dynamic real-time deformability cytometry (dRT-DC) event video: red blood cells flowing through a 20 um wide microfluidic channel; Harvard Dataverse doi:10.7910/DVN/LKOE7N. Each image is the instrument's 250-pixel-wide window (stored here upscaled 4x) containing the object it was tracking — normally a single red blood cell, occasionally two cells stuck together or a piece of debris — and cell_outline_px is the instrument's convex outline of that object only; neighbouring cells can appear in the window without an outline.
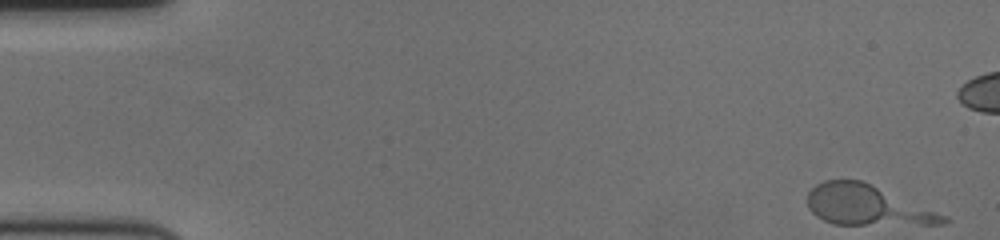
{"species": "human", "species_latin": "Homo sapiens", "temperature_condition": "cold", "stored_images_in_passage": 58, "camera_frame_rate_fps": 3000, "um_per_image_px": 0.085, "donor": {"sex": "female"}, "frame": {"image": 1, "passage_image": 1, "time_ms": 0.0, "image_size_px": [1000, 240], "cell_outline_px": [[952, 220], [944, 224], [832, 224], [816, 216], [808, 208], [808, 192], [816, 184], [824, 180], [860, 180], [948, 216]], "centroid_in_image_um": [73.68, 17.46], "position_along_channel_um": 11.3, "area_um2": 31.39}}
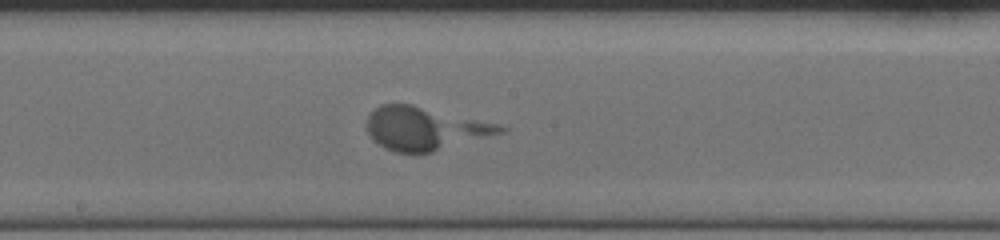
{"frame": {"image": 2, "passage_image": 30, "time_ms": 9.667, "image_size_px": [1000, 240], "cell_outline_px": [[436, 148], [432, 152], [416, 156], [396, 152], [384, 148], [368, 132], [368, 116], [380, 104], [412, 104], [420, 108], [436, 124]], "centroid_in_image_um": [34.26, 10.97], "position_along_channel_um": 213.9, "area_um2": 20.46}}
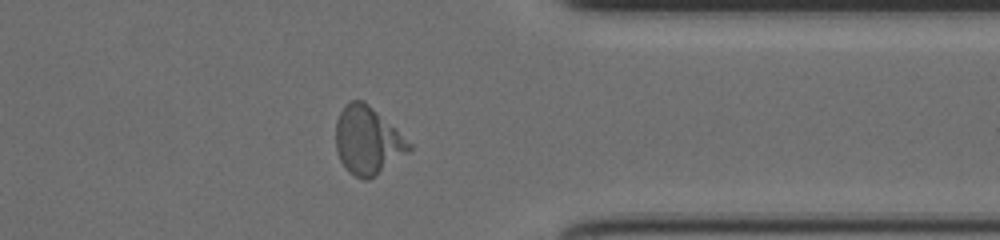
{"frame": {"image": 3, "passage_image": 45, "time_ms": 14.667, "image_size_px": [1000, 240], "cell_outline_px": [[412, 148], [408, 152], [376, 176], [368, 180], [364, 180], [348, 172], [340, 160], [336, 152], [336, 120], [344, 104], [352, 100], [364, 100], [396, 128], [412, 144]], "centroid_in_image_um": [31.23, 11.94], "position_along_channel_um": 380.2, "area_um2": 29.07}}